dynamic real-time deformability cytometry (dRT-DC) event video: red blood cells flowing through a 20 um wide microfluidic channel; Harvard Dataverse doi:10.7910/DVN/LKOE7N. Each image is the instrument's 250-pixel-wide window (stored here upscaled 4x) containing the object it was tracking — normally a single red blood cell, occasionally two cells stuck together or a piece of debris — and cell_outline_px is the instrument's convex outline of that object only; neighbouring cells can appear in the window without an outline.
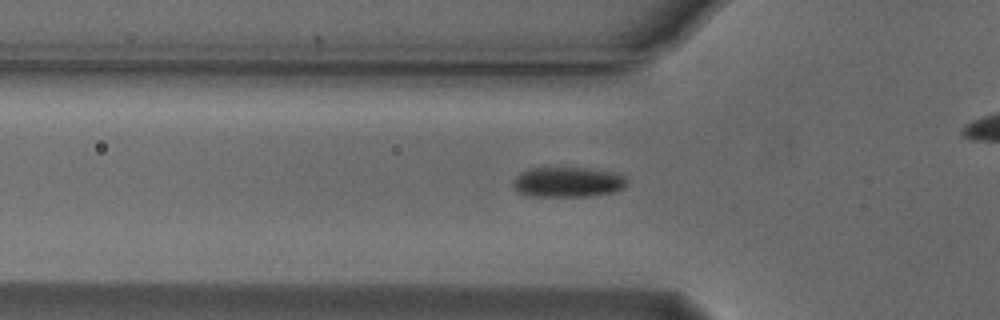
{"species": "Egyptian fruit bat (a non-hibernating species)", "species_latin": "Rousettus aegyptiacus", "temperature_condition": "cold", "stored_images_in_passage": 40, "camera_frame_rate_fps": 3000, "um_per_image_px": 0.085, "animal": {"sex": "male"}, "frame": {"image": 1, "passage_image": 13, "time_ms": 4.0, "image_size_px": [1000, 320], "cell_outline_px": [[628, 184], [624, 188], [612, 192], [588, 196], [532, 196], [516, 192], [512, 184], [512, 180], [520, 172], [528, 168], [588, 168], [612, 172], [624, 176], [628, 180]], "centroid_in_image_um": [48.23, 15.47], "position_along_channel_um": 77.6, "area_um2": 20.11}}
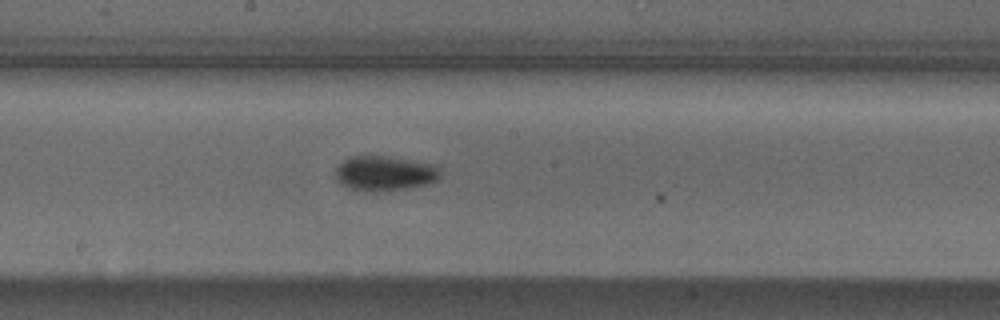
{"frame": {"image": 2, "passage_image": 24, "time_ms": 7.667, "image_size_px": [1000, 320], "cell_outline_px": [[440, 176], [436, 180], [428, 184], [408, 188], [372, 192], [364, 192], [348, 188], [340, 184], [336, 180], [336, 168], [344, 160], [352, 156], [380, 156], [440, 164]], "centroid_in_image_um": [32.71, 14.74], "position_along_channel_um": 215.5, "area_um2": 21.5}}
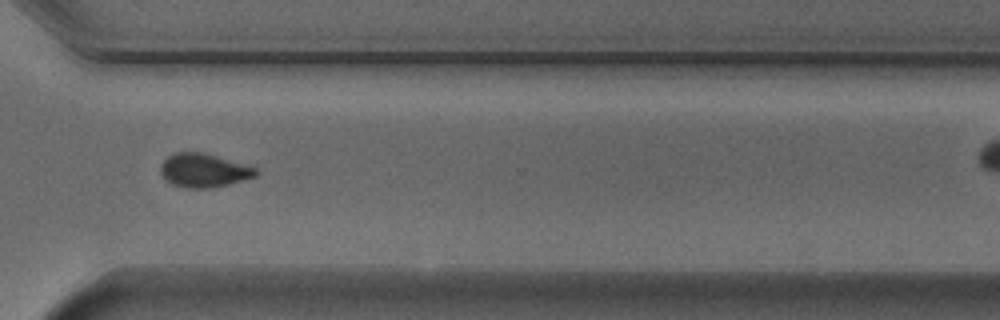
{"frame": {"image": 3, "passage_image": 35, "time_ms": 11.333, "image_size_px": [1000, 320], "cell_outline_px": [[260, 172], [256, 176], [228, 184], [208, 188], [188, 188], [172, 184], [164, 180], [160, 172], [160, 164], [168, 156], [176, 152], [204, 152], [256, 168]], "centroid_in_image_um": [17.28, 14.48], "position_along_channel_um": 353.3, "area_um2": 18.67}, "authors_computed_cell_mechanics": {"area_um2": 20.0566, "velocity_mm_per_s": 3.7573, "shape_relaxation_time_tau1_ms": 2.5445, "shape_relaxation_time_tau2_ms": null, "deformation_change_tau1": 0.0941, "deformation_change_tau2": null}}